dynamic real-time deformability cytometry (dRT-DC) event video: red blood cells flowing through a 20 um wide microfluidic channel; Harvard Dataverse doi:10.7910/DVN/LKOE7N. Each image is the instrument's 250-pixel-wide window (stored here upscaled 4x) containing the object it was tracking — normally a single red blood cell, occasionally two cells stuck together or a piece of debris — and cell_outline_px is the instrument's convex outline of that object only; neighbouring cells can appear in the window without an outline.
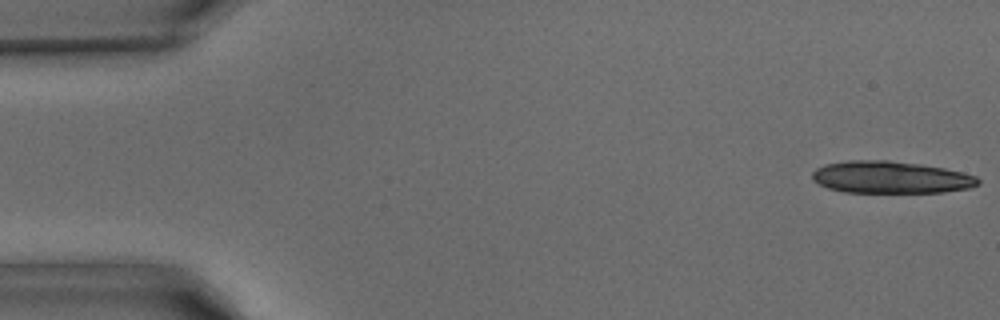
{"species": "common noctule bat (a hibernating species)", "species_latin": "Nyctalus noctula", "temperature_condition": "warm", "stored_images_in_passage": 16, "camera_frame_rate_fps": 3000, "um_per_image_px": 0.085, "animal": {"sex": "male", "body_mass_g": 15.6}, "frame": {"image": 1, "passage_image": 1, "time_ms": 0.0, "image_size_px": [1000, 320], "cell_outline_px": [[980, 184], [972, 188], [944, 192], [844, 192], [828, 188], [812, 180], [812, 172], [816, 168], [824, 164], [848, 160], [888, 160], [920, 164], [944, 168], [964, 172], [976, 176], [980, 180]], "centroid_in_image_um": [75.73, 15.06], "position_along_channel_um": 9.3, "area_um2": 31.27}}
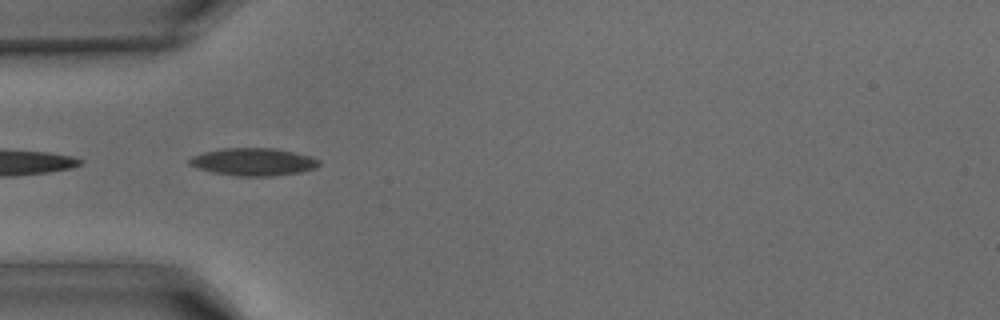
{"frame": {"image": 2, "passage_image": 13, "time_ms": 4.0, "image_size_px": [1000, 320], "cell_outline_px": [[320, 164], [316, 168], [300, 172], [272, 176], [236, 176], [212, 172], [196, 168], [188, 164], [188, 160], [192, 156], [204, 152], [224, 148], [276, 148], [312, 156], [320, 160]], "centroid_in_image_um": [21.54, 13.76], "position_along_channel_um": 63.5, "area_um2": 20.98}}